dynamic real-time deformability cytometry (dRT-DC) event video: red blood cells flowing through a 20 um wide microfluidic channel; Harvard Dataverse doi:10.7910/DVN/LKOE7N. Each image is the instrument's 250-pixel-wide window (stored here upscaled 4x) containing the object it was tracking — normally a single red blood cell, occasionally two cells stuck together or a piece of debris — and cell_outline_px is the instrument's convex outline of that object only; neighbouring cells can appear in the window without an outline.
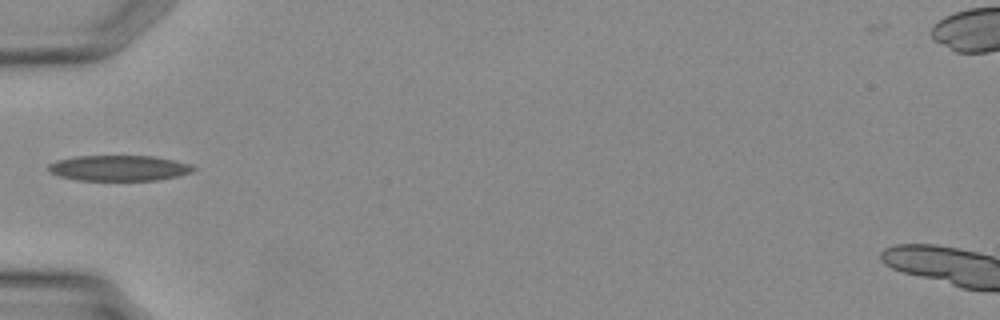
{"species": "Egyptian fruit bat (a non-hibernating species)", "species_latin": "Rousettus aegyptiacus", "temperature_condition": "warm", "stored_images_in_passage": 10, "camera_frame_rate_fps": 3000, "um_per_image_px": 0.085, "animal": {"sex": "female"}, "frame": {"image": 1, "passage_image": 1, "time_ms": 0.0, "image_size_px": [1000, 320], "cell_outline_px": [[196, 168], [192, 172], [176, 176], [156, 180], [76, 180], [60, 176], [48, 172], [48, 164], [56, 160], [76, 156], [156, 156], [192, 164]], "centroid_in_image_um": [10.1, 14.28], "position_along_channel_um": 74.9, "area_um2": 21.68}}